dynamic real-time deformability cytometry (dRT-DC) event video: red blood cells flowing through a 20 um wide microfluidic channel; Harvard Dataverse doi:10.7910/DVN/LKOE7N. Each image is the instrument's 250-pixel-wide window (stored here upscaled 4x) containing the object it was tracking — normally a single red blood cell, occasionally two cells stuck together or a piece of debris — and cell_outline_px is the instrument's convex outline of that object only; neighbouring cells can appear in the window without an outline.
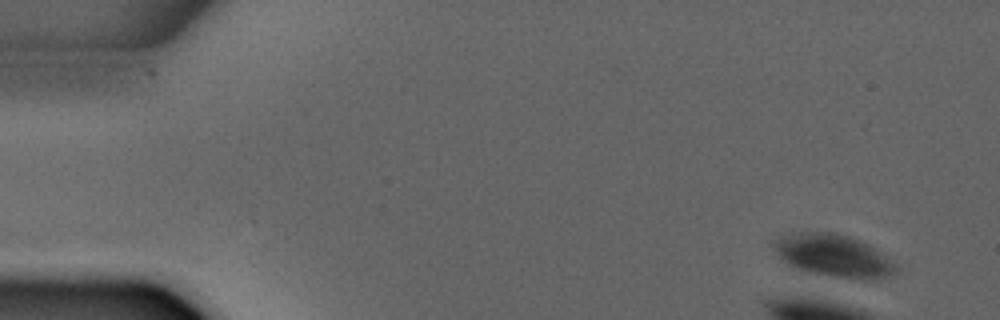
{"species": "common noctule bat (a hibernating species)", "species_latin": "Nyctalus noctula", "temperature_condition": "warm", "stored_images_in_passage": 2, "camera_frame_rate_fps": 3000, "um_per_image_px": 0.085, "animal": {"sex": "male", "forearm_length_mm": 52.5}, "frame": {"image": 1, "passage_image": 1, "time_ms": 0.0, "image_size_px": [1000, 320], "cell_outline_px": [[900, 272], [876, 280], [872, 280], [836, 276], [812, 272], [796, 268], [788, 264], [776, 252], [772, 244], [780, 236], [792, 232], [836, 232], [860, 240], [876, 248], [892, 260], [896, 264]], "centroid_in_image_um": [70.91, 21.71], "position_along_channel_um": 14.1, "area_um2": 30.17}}